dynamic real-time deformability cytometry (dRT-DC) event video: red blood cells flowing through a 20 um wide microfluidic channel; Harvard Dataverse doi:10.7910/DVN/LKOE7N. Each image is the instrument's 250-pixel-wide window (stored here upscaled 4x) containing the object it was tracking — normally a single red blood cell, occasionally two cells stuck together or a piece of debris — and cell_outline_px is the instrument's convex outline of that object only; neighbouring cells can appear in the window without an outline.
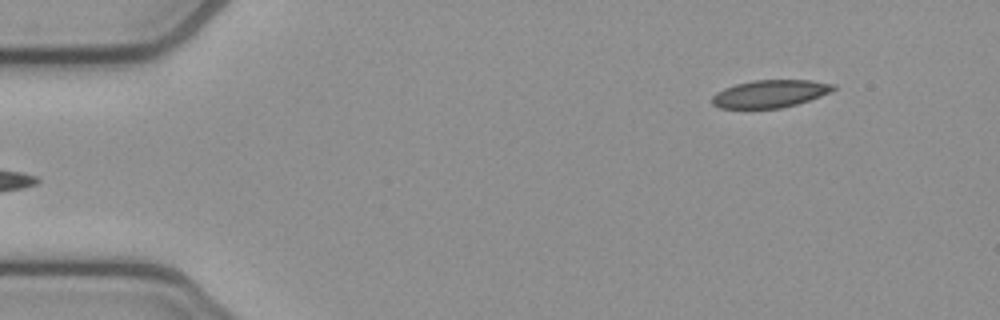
{"species": "common noctule bat (a hibernating species)", "species_latin": "Nyctalus noctula", "temperature_condition": "cold", "stored_images_in_passage": 48, "camera_frame_rate_fps": 3000, "um_per_image_px": 0.085, "animal": {"sex": "female", "body_mass_g": 21.9}, "frame": {"image": 1, "passage_image": 1, "time_ms": 0.0, "image_size_px": [1000, 320], "cell_outline_px": [[836, 88], [832, 92], [796, 104], [780, 108], [720, 108], [712, 104], [712, 96], [716, 92], [724, 88], [736, 84], [756, 80], [812, 80], [836, 84]], "centroid_in_image_um": [65.47, 7.96], "position_along_channel_um": 19.5, "area_um2": 19.48}}
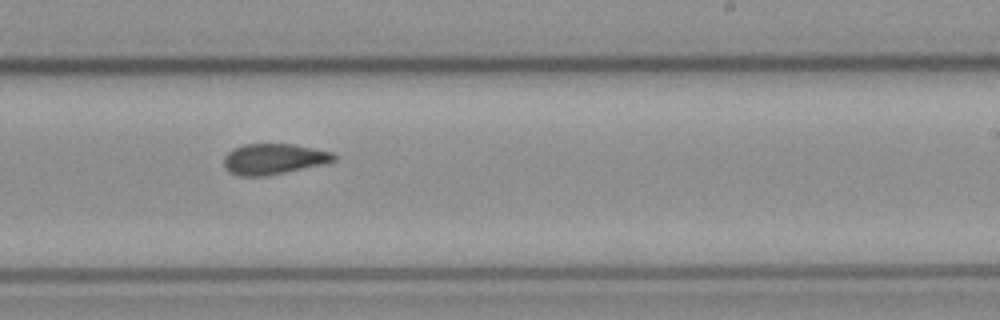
{"frame": {"image": 2, "passage_image": 27, "time_ms": 8.667, "image_size_px": [1000, 320], "cell_outline_px": [[336, 160], [328, 164], [268, 176], [240, 176], [228, 172], [224, 168], [224, 156], [232, 148], [244, 144], [292, 144], [332, 152], [336, 156]], "centroid_in_image_um": [23.27, 13.53], "position_along_channel_um": 265.7, "area_um2": 20.06}}
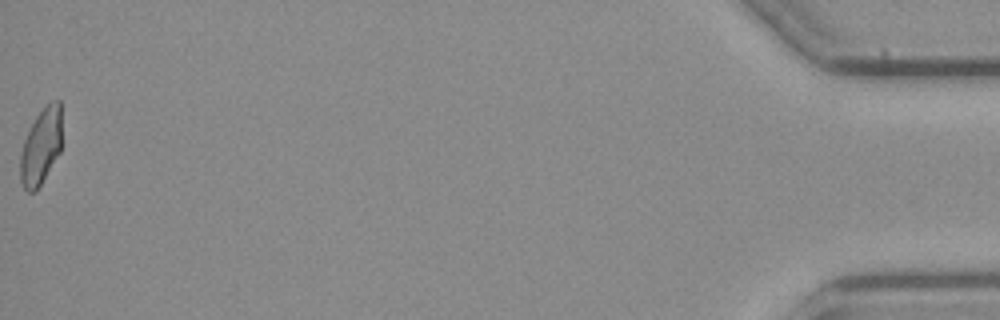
{"frame": {"image": 3, "passage_image": 48, "time_ms": 15.667, "image_size_px": [1000, 320], "cell_outline_px": [[60, 152], [36, 192], [28, 192], [24, 188], [20, 180], [20, 156], [24, 140], [36, 116], [52, 100], [60, 100]], "centroid_in_image_um": [3.46, 12.49], "position_along_channel_um": 431.7, "area_um2": 18.09}, "authors_computed_cell_mechanics": {"area_um2": 19.7676, "velocity_mm_per_s": 3.8644, "shape_relaxation_time_tau1_ms": null, "shape_relaxation_time_tau2_ms": 2.7698, "deformation_change_tau1": null, "deformation_change_tau2": 0.0752}}